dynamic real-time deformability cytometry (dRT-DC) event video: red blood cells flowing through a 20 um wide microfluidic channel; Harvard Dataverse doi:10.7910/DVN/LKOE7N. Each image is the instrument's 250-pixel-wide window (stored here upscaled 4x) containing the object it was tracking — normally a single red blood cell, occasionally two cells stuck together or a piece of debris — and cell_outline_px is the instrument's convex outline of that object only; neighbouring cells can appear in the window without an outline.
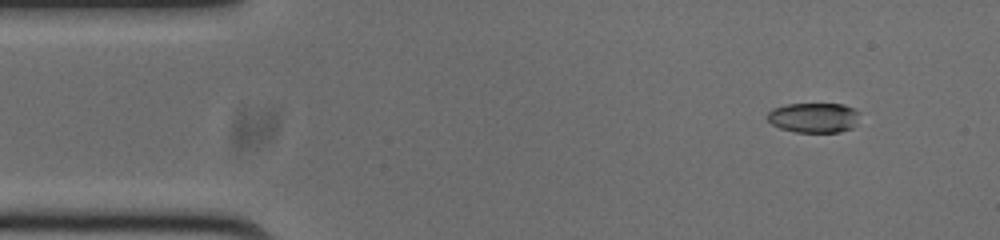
{"species": "common noctule bat (a hibernating species)", "species_latin": "Nyctalus noctula", "temperature_condition": "cold", "stored_images_in_passage": 50, "camera_frame_rate_fps": 3000, "um_per_image_px": 0.085, "animal": {"sex": "male", "body_mass_g": 20.0, "forearm_length_mm": 53.3}, "frame": {"image": 1, "passage_image": 2, "time_ms": 0.333, "image_size_px": [1000, 240], "cell_outline_px": [[860, 112], [852, 128], [840, 132], [796, 132], [780, 128], [772, 124], [768, 120], [768, 112], [772, 108], [788, 104], [844, 104]], "centroid_in_image_um": [69.16, 10.0], "position_along_channel_um": 15.8, "area_um2": 16.01}}
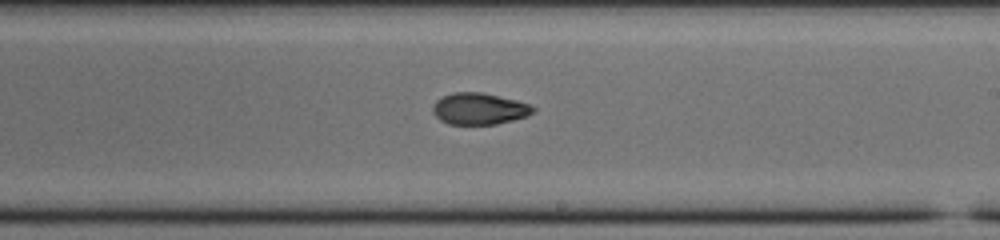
{"frame": {"image": 2, "passage_image": 27, "time_ms": 8.667, "image_size_px": [1000, 240], "cell_outline_px": [[536, 108], [532, 112], [524, 116], [512, 120], [496, 124], [448, 124], [440, 120], [432, 112], [432, 108], [436, 100], [452, 92], [480, 92], [516, 100], [528, 104]], "centroid_in_image_um": [40.68, 9.24], "position_along_channel_um": 248.3, "area_um2": 18.21}}
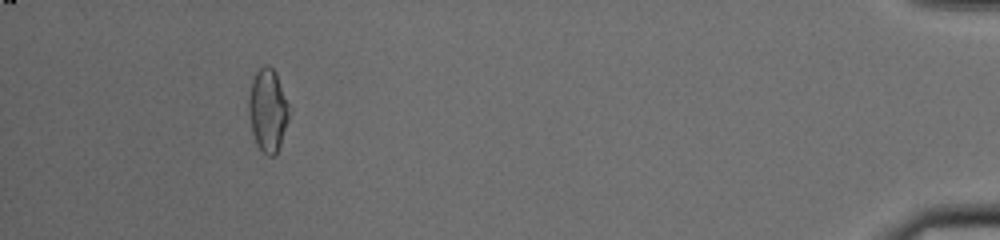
{"frame": {"image": 3, "passage_image": 46, "time_ms": 15.0, "image_size_px": [1000, 240], "cell_outline_px": [[288, 120], [280, 144], [276, 152], [272, 156], [268, 156], [256, 144], [252, 132], [248, 108], [248, 100], [252, 80], [256, 72], [264, 64], [268, 64], [276, 72], [288, 104]], "centroid_in_image_um": [22.75, 9.34], "position_along_channel_um": 412.5, "area_um2": 19.19}, "authors_computed_cell_mechanics": {"area_um2": 18.4382, "velocity_mm_per_s": 3.7815, "shape_relaxation_time_tau1_ms": 9.4893, "shape_relaxation_time_tau2_ms": 3.5103, "deformation_change_tau1": 0.2105, "deformation_change_tau2": 0.0761}}